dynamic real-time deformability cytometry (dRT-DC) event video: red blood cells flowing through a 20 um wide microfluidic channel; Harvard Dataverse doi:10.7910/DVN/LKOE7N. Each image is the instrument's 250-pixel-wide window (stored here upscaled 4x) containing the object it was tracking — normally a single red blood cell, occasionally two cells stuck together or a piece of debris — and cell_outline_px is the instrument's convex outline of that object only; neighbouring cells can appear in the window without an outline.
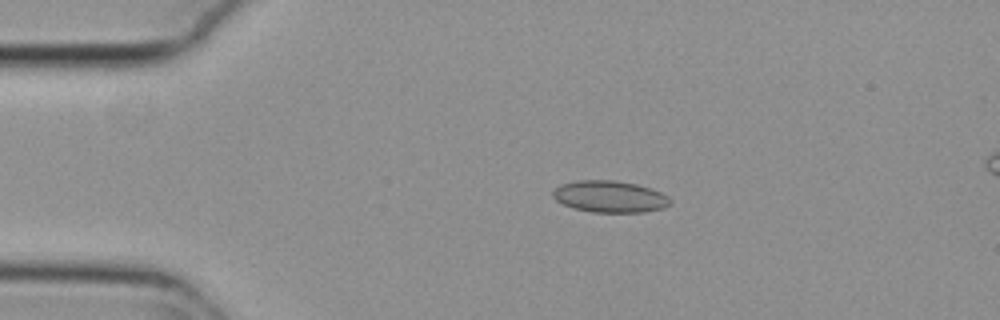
{"species": "common noctule bat (a hibernating species)", "species_latin": "Nyctalus noctula", "temperature_condition": "cold", "stored_images_in_passage": 45, "camera_frame_rate_fps": 3000, "um_per_image_px": 0.085, "animal": {"sex": "female", "body_mass_g": 29.2, "forearm_length_mm": 56.3}, "frame": {"image": 1, "passage_image": 2, "time_ms": 0.333, "image_size_px": [1000, 320], "cell_outline_px": [[672, 200], [664, 208], [644, 212], [592, 212], [572, 208], [556, 200], [552, 196], [552, 192], [560, 184], [576, 180], [616, 180], [636, 184], [652, 188], [668, 196]], "centroid_in_image_um": [51.83, 16.7], "position_along_channel_um": 33.2, "area_um2": 21.79}}
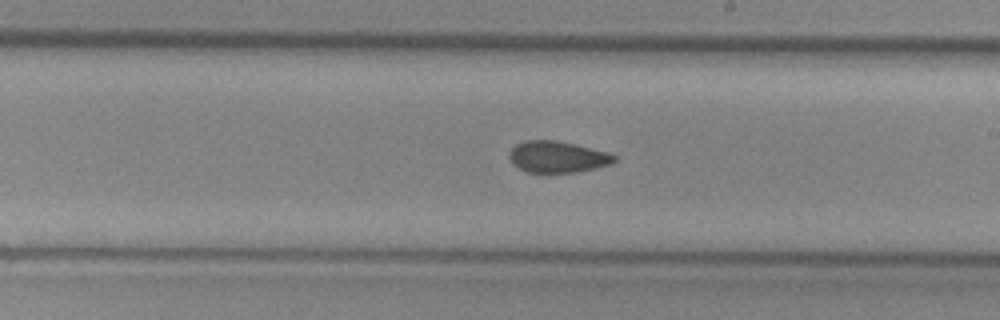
{"frame": {"image": 2, "passage_image": 22, "time_ms": 7.0, "image_size_px": [1000, 320], "cell_outline_px": [[616, 160], [608, 164], [576, 172], [528, 172], [512, 164], [508, 156], [512, 148], [516, 144], [524, 140], [556, 140], [608, 152], [616, 156]], "centroid_in_image_um": [47.34, 13.32], "position_along_channel_um": 241.7, "area_um2": 18.96}}
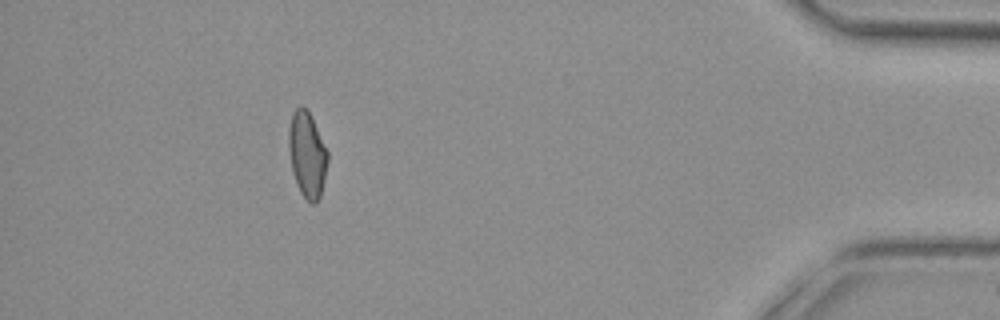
{"frame": {"image": 3, "passage_image": 40, "time_ms": 13.0, "image_size_px": [1000, 320], "cell_outline_px": [[328, 160], [324, 180], [320, 196], [316, 204], [312, 204], [300, 192], [296, 184], [292, 172], [288, 144], [288, 132], [292, 112], [300, 104], [312, 116], [328, 152]], "centroid_in_image_um": [26.1, 13.13], "position_along_channel_um": 409.1, "area_um2": 19.54}, "authors_computed_cell_mechanics": {"area_um2": 19.7676, "velocity_mm_per_s": 3.7834, "shape_relaxation_time_tau1_ms": null, "shape_relaxation_time_tau2_ms": 2.1389, "deformation_change_tau1": null, "deformation_change_tau2": 0.0686}}